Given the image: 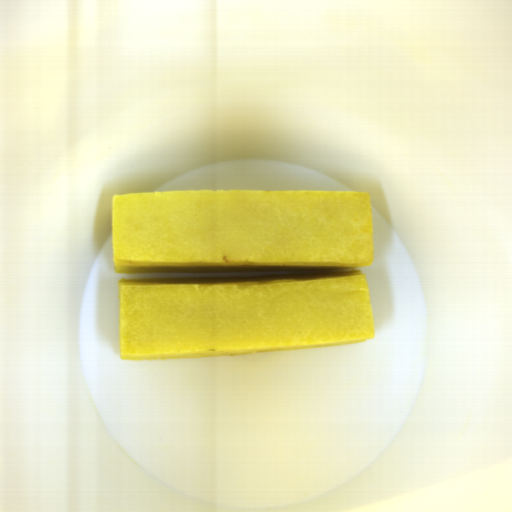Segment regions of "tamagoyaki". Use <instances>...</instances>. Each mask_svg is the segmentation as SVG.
I'll list each match as a JSON object with an SVG mask.
<instances>
[{"label":"tamagoyaki","mask_w":512,"mask_h":512,"mask_svg":"<svg viewBox=\"0 0 512 512\" xmlns=\"http://www.w3.org/2000/svg\"><path fill=\"white\" fill-rule=\"evenodd\" d=\"M123 360L218 357L375 338L364 191L205 190L110 197ZM288 272V273H285Z\"/></svg>","instance_id":"1"}]
</instances>
